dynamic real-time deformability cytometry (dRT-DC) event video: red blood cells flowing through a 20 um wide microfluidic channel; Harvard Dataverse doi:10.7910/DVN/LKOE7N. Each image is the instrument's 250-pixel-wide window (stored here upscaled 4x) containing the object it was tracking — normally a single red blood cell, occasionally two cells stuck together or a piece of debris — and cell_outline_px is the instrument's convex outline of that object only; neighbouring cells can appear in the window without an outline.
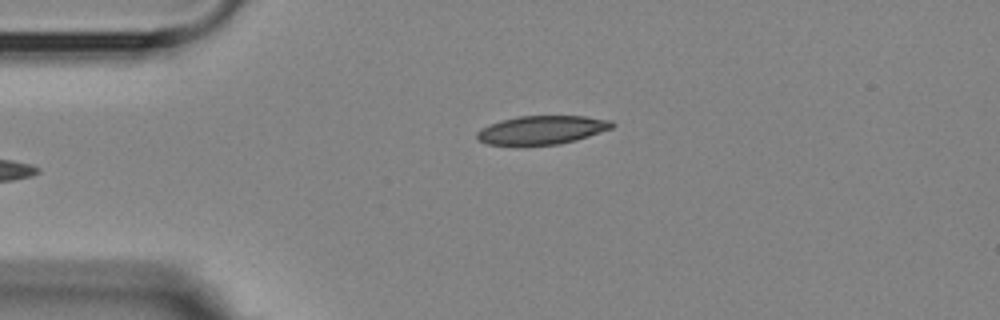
{"species": "Egyptian fruit bat (a non-hibernating species)", "species_latin": "Rousettus aegyptiacus", "temperature_condition": "room temperature", "stored_images_in_passage": 5, "camera_frame_rate_fps": 3000, "um_per_image_px": 0.085, "animal": {"sex": "female"}, "frame": {"image": 1, "passage_image": 5, "time_ms": 5.0, "image_size_px": [1000, 320], "cell_outline_px": [[616, 124], [612, 128], [576, 140], [556, 144], [488, 144], [480, 140], [476, 136], [476, 132], [480, 128], [488, 124], [500, 120], [520, 116], [584, 116], [612, 120]], "centroid_in_image_um": [46.07, 11.02], "position_along_channel_um": 38.9, "area_um2": 22.25}}